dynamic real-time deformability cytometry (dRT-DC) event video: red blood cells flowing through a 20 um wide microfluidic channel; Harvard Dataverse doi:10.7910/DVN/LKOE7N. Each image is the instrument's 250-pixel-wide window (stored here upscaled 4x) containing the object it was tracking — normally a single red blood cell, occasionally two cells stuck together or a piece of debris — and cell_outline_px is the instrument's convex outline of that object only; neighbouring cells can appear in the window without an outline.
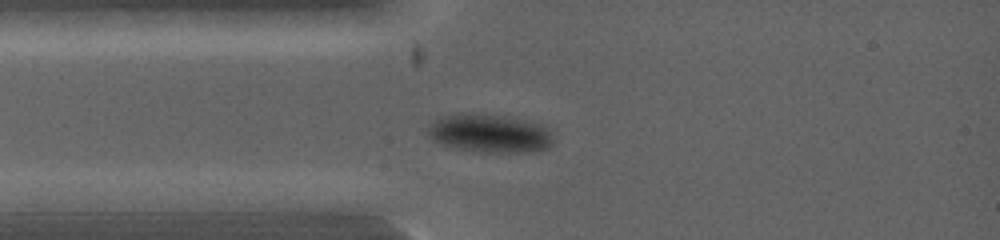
{"species": "common noctule bat (a hibernating species)", "species_latin": "Nyctalus noctula", "temperature_condition": "warm", "stored_images_in_passage": 9, "camera_frame_rate_fps": 5000, "um_per_image_px": 0.085, "animal": {"sex": "female", "body_mass_g": 19.0, "forearm_length_mm": 53.3}, "frame": {"image": 1, "passage_image": 1, "time_ms": 0.0, "image_size_px": [1000, 240], "cell_outline_px": [[552, 144], [548, 148], [528, 152], [484, 152], [460, 148], [444, 144], [432, 140], [428, 132], [428, 124], [440, 116], [460, 112], [472, 112], [504, 116], [528, 120], [548, 124], [552, 136]], "centroid_in_image_um": [41.66, 11.29], "position_along_channel_um": 43.3, "area_um2": 28.55}}
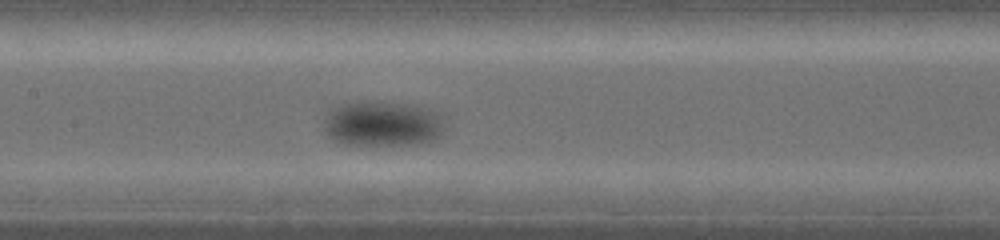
{"frame": {"image": 2, "passage_image": 6, "time_ms": 2.4, "image_size_px": [1000, 240], "cell_outline_px": [[444, 132], [440, 136], [428, 140], [412, 144], [344, 144], [328, 136], [324, 120], [324, 112], [332, 108], [344, 104], [364, 100], [372, 100], [408, 104], [432, 108], [444, 116]], "centroid_in_image_um": [32.54, 10.47], "position_along_channel_um": 174.9, "area_um2": 32.19}}
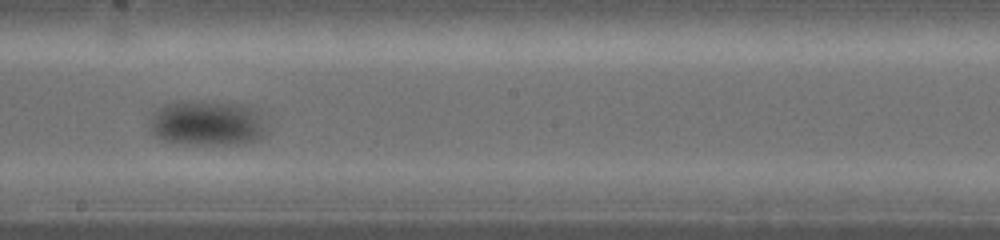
{"frame": {"image": 3, "passage_image": 8, "time_ms": 3.4, "image_size_px": [1000, 240], "cell_outline_px": [[268, 132], [264, 136], [256, 140], [240, 144], [184, 144], [164, 140], [156, 136], [152, 132], [152, 116], [156, 108], [164, 104], [176, 100], [204, 100], [244, 104], [256, 108]], "centroid_in_image_um": [17.64, 10.43], "position_along_channel_um": 230.6, "area_um2": 31.39}}